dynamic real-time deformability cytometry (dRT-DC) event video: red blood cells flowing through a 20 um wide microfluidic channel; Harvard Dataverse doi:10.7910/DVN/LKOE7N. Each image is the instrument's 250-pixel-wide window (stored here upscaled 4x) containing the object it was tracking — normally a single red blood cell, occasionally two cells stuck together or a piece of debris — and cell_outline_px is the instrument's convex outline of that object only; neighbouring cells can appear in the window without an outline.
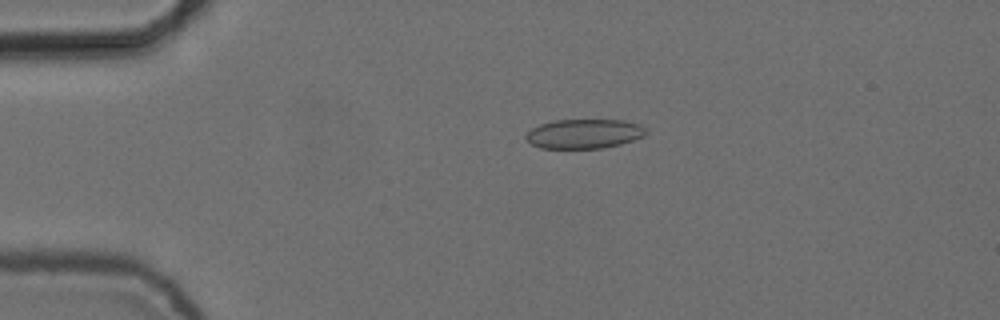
{"species": "common noctule bat (a hibernating species)", "species_latin": "Nyctalus noctula", "temperature_condition": "cold", "stored_images_in_passage": 4, "camera_frame_rate_fps": 3000, "um_per_image_px": 0.085, "animal": {"sex": "female", "body_mass_g": 24.6, "forearm_length_mm": 56.2}, "frame": {"image": 1, "passage_image": 3, "time_ms": 0.667, "image_size_px": [1000, 320], "cell_outline_px": [[644, 136], [620, 144], [600, 148], [540, 148], [532, 144], [524, 136], [532, 128], [540, 124], [556, 120], [624, 120], [640, 124], [644, 128]], "centroid_in_image_um": [49.63, 11.36], "position_along_channel_um": 35.4, "area_um2": 20.35}}